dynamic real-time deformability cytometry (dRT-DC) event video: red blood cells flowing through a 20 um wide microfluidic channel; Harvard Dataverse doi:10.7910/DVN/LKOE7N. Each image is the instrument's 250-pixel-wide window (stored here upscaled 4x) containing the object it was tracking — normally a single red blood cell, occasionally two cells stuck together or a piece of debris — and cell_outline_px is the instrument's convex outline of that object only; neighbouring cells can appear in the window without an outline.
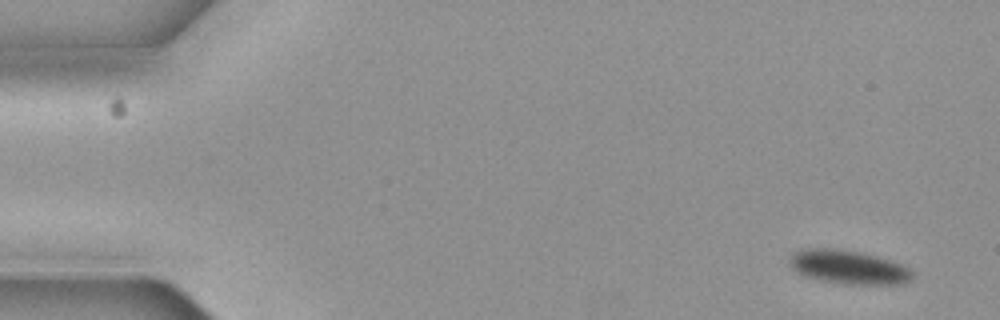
{"species": "common noctule bat (a hibernating species)", "species_latin": "Nyctalus noctula", "temperature_condition": "cold", "stored_images_in_passage": 6, "camera_frame_rate_fps": 3000, "um_per_image_px": 0.085, "animal": {"sex": "female", "body_mass_g": 19.3, "forearm_length_mm": 54.1}, "frame": {"image": 1, "passage_image": 1, "time_ms": 0.0, "image_size_px": [1000, 320], "cell_outline_px": [[912, 280], [900, 284], [848, 284], [820, 280], [804, 276], [796, 272], [788, 264], [788, 260], [792, 252], [804, 248], [828, 248], [856, 252], [888, 260], [900, 264], [908, 268], [912, 272]], "centroid_in_image_um": [72.03, 22.71], "position_along_channel_um": 13.0, "area_um2": 23.93}}
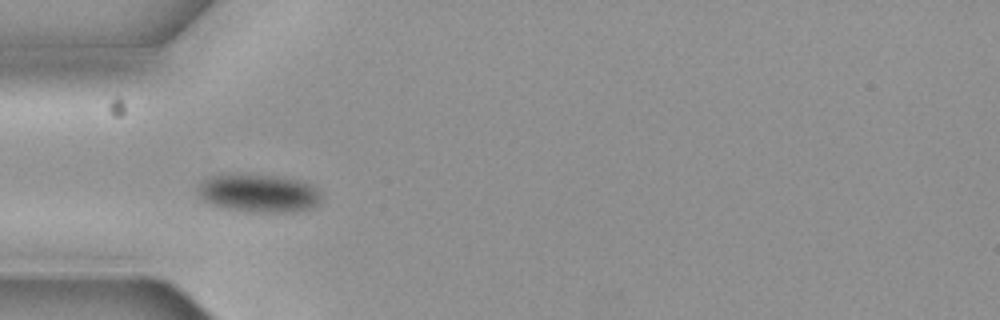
{"frame": {"image": 2, "passage_image": 5, "time_ms": 1.333, "image_size_px": [1000, 320], "cell_outline_px": [[324, 196], [320, 204], [312, 208], [292, 212], [264, 212], [228, 208], [212, 204], [196, 196], [196, 188], [204, 180], [212, 176], [276, 176], [304, 180], [320, 188], [324, 192]], "centroid_in_image_um": [22.13, 16.44], "position_along_channel_um": 62.9, "area_um2": 27.4}}